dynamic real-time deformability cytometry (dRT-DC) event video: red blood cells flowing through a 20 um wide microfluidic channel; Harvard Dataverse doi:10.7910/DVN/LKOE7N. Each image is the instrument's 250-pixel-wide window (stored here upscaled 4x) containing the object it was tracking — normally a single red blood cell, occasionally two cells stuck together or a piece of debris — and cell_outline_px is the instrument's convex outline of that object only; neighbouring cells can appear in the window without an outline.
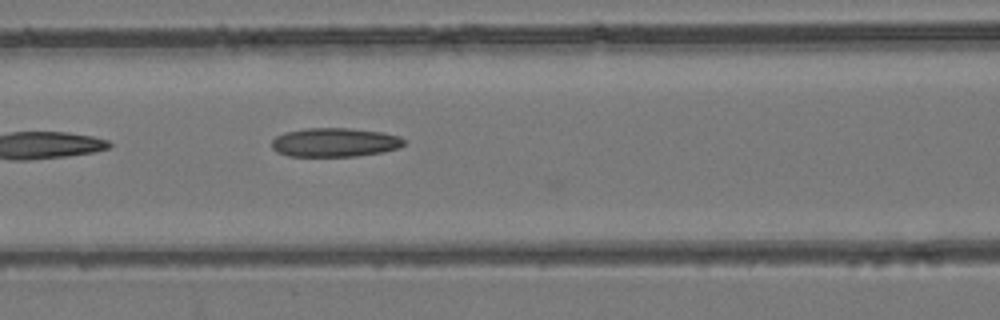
{"species": "common noctule bat (a hibernating species)", "species_latin": "Nyctalus noctula", "temperature_condition": "room temperature", "stored_images_in_passage": 22, "camera_frame_rate_fps": 3000, "um_per_image_px": 0.085, "animal": {"sex": "female", "body_mass_g": 24.6, "forearm_length_mm": 56.2}, "frame": {"image": 1, "passage_image": 12, "time_ms": 3.667, "image_size_px": [1000, 320], "cell_outline_px": [[408, 140], [404, 144], [396, 148], [384, 152], [356, 156], [288, 156], [276, 152], [272, 148], [272, 140], [276, 136], [284, 132], [308, 128], [348, 128], [384, 132], [400, 136]], "centroid_in_image_um": [28.47, 12.1], "position_along_channel_um": 138.1, "area_um2": 22.48}}
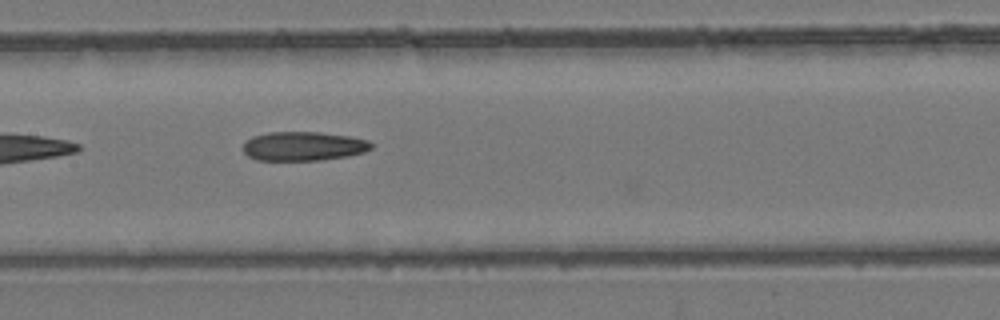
{"frame": {"image": 2, "passage_image": 15, "time_ms": 4.667, "image_size_px": [1000, 320], "cell_outline_px": [[372, 148], [364, 152], [348, 156], [320, 160], [256, 160], [248, 156], [244, 152], [244, 144], [252, 136], [268, 132], [320, 132], [348, 136], [368, 140], [372, 144]], "centroid_in_image_um": [25.79, 12.42], "position_along_channel_um": 181.6, "area_um2": 21.68}}
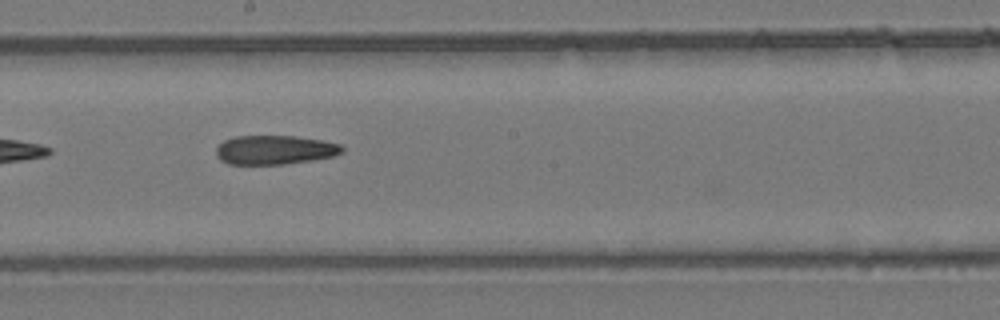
{"frame": {"image": 3, "passage_image": 18, "time_ms": 5.667, "image_size_px": [1000, 320], "cell_outline_px": [[344, 152], [332, 156], [312, 160], [284, 164], [228, 164], [220, 160], [216, 156], [216, 148], [224, 140], [236, 136], [296, 136], [320, 140], [340, 144], [344, 148]], "centroid_in_image_um": [23.34, 12.74], "position_along_channel_um": 224.9, "area_um2": 21.33}}